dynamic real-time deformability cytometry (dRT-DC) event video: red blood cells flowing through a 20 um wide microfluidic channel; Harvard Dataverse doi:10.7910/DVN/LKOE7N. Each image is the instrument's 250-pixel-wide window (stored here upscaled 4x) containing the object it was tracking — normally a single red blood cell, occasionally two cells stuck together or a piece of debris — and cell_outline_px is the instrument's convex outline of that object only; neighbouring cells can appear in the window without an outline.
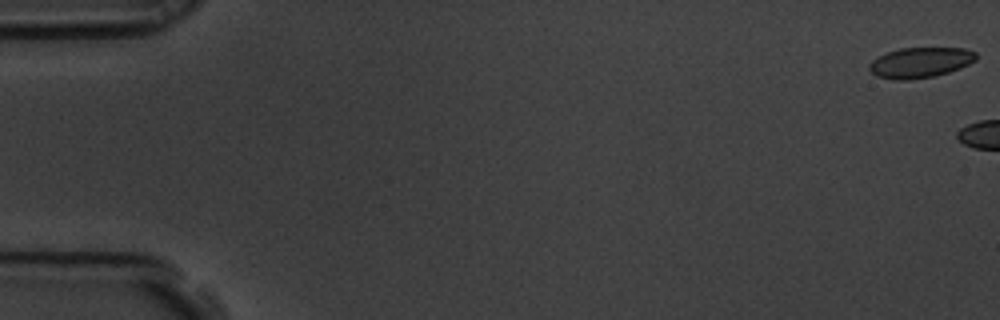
{"species": "common noctule bat (a hibernating species)", "species_latin": "Nyctalus noctula", "temperature_condition": "room temperature", "stored_images_in_passage": 6, "camera_frame_rate_fps": 3000, "um_per_image_px": 0.085, "animal": {"sex": "male", "body_mass_g": 19.5, "forearm_length_mm": 54.6}, "frame": {"image": 1, "passage_image": 1, "time_ms": 0.0, "image_size_px": [1000, 320], "cell_outline_px": [[976, 60], [960, 68], [948, 72], [932, 76], [908, 80], [896, 80], [876, 76], [868, 68], [868, 64], [872, 60], [888, 52], [900, 48], [964, 48], [976, 52]], "centroid_in_image_um": [78.21, 5.31], "position_along_channel_um": 6.8, "area_um2": 18.79}}